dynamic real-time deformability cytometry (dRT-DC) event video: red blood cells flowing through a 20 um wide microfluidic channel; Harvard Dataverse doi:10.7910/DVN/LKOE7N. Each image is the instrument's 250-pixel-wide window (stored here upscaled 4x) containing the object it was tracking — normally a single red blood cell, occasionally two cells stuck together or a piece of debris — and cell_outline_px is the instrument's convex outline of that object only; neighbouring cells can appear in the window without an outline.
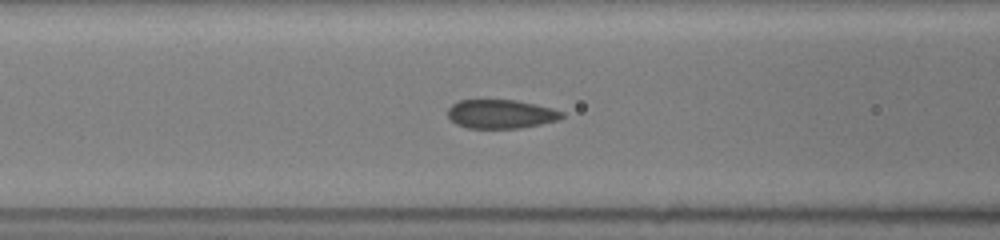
{"species": "common noctule bat (a hibernating species)", "species_latin": "Nyctalus noctula", "temperature_condition": "room temperature", "stored_images_in_passage": 44, "camera_frame_rate_fps": 3000, "um_per_image_px": 0.085, "animal": {"sex": "female", "body_mass_g": 19.5, "forearm_length_mm": 54.1}, "frame": {"image": 1, "passage_image": 21, "time_ms": 7.333, "image_size_px": [1000, 240], "cell_outline_px": [[564, 116], [556, 120], [540, 124], [520, 128], [468, 128], [456, 124], [448, 116], [448, 108], [452, 104], [460, 100], [516, 100], [552, 108], [564, 112]], "centroid_in_image_um": [42.56, 9.69], "position_along_channel_um": 124.0, "area_um2": 19.07}}
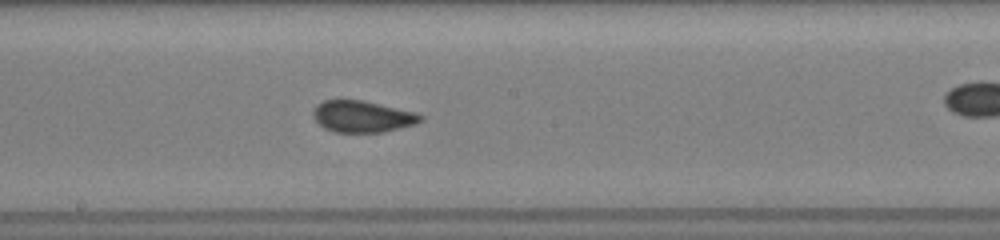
{"frame": {"image": 2, "passage_image": 31, "time_ms": 9.667, "image_size_px": [1000, 240], "cell_outline_px": [[424, 120], [416, 124], [384, 132], [332, 132], [324, 128], [312, 116], [312, 112], [316, 104], [324, 100], [364, 100], [416, 112], [424, 116]], "centroid_in_image_um": [30.82, 9.9], "position_along_channel_um": 217.4, "area_um2": 20.0}}
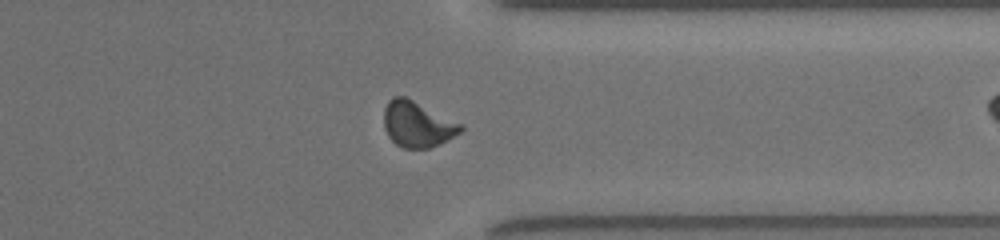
{"frame": {"image": 3, "passage_image": 43, "time_ms": 13.667, "image_size_px": [1000, 240], "cell_outline_px": [[464, 128], [460, 132], [428, 148], [404, 148], [396, 144], [388, 136], [384, 128], [384, 108], [388, 100], [392, 96], [404, 96], [464, 124]], "centroid_in_image_um": [35.45, 10.54], "position_along_channel_um": 376.0, "area_um2": 20.29}}